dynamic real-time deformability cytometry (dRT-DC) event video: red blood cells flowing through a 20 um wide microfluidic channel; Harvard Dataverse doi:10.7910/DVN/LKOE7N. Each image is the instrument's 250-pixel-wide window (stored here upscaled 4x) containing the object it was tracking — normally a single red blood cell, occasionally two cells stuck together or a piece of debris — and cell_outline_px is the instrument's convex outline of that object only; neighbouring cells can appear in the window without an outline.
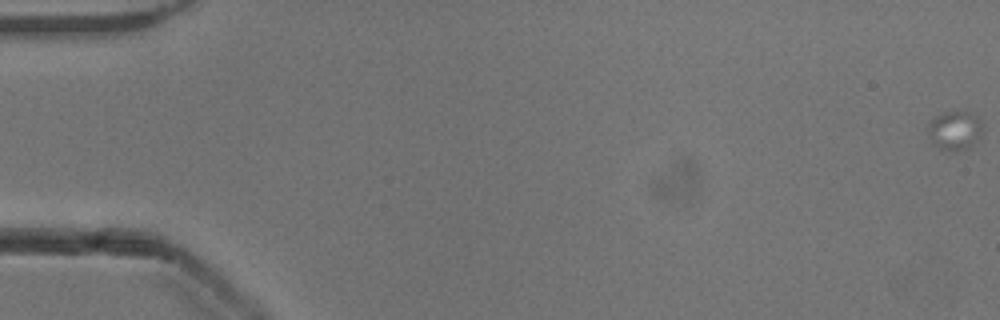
{"species": "common noctule bat (a hibernating species)", "species_latin": "Nyctalus noctula", "temperature_condition": "cold", "stored_images_in_passage": 26, "camera_frame_rate_fps": 3000, "um_per_image_px": 0.085, "animal": {"sex": "male", "body_mass_g": 13.3}, "frame": {"image": 1, "passage_image": 1, "time_ms": 0.0, "image_size_px": [1000, 320], "cell_outline_px": [[984, 128], [980, 136], [968, 148], [936, 148], [928, 140], [924, 128], [928, 120], [944, 112], [968, 112], [976, 116], [980, 120]], "centroid_in_image_um": [81.06, 11.05], "position_along_channel_um": 3.9, "area_um2": 12.54}}
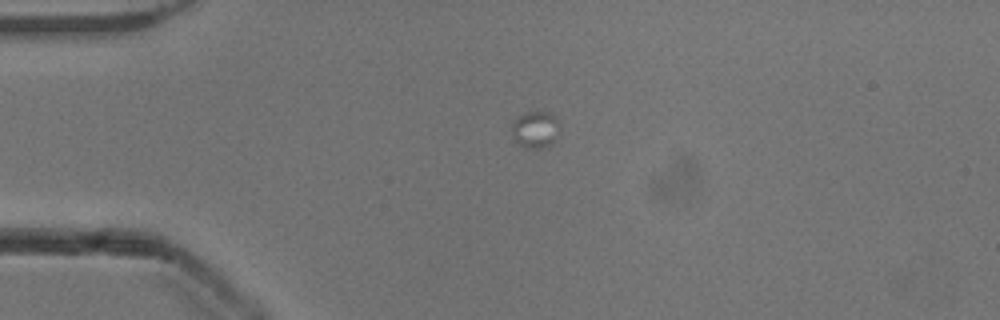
{"frame": {"image": 2, "passage_image": 15, "time_ms": 4.667, "image_size_px": [1000, 320], "cell_outline_px": [[560, 132], [556, 140], [552, 144], [540, 148], [528, 148], [516, 144], [512, 132], [512, 120], [528, 112], [552, 112], [556, 120]], "centroid_in_image_um": [45.51, 11.03], "position_along_channel_um": 39.5, "area_um2": 10.35}}